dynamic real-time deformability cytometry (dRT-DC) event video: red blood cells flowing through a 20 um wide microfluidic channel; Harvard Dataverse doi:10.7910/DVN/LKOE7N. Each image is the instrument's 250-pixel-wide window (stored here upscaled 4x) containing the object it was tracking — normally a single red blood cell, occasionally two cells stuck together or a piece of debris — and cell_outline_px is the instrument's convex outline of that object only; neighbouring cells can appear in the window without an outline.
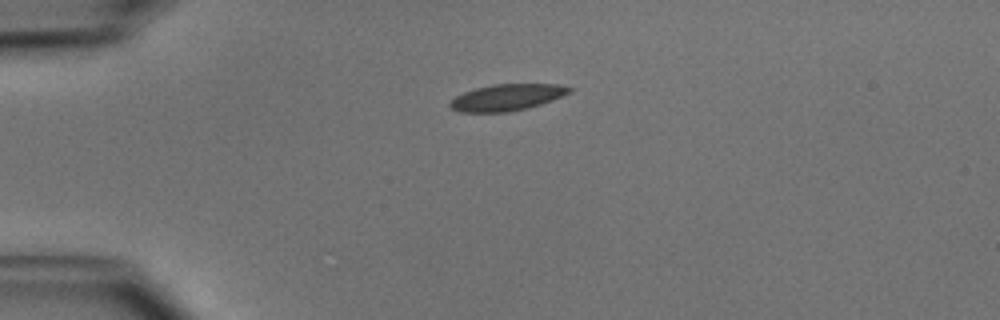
{"species": "common noctule bat (a hibernating species)", "species_latin": "Nyctalus noctula", "temperature_condition": "cold", "stored_images_in_passage": 39, "camera_frame_rate_fps": 3000, "um_per_image_px": 0.085, "animal": {"sex": "male", "body_mass_g": 15.6}, "frame": {"image": 1, "passage_image": 1, "time_ms": 0.0, "image_size_px": [1000, 320], "cell_outline_px": [[572, 92], [552, 100], [540, 104], [508, 112], [460, 112], [452, 108], [448, 104], [456, 96], [464, 92], [476, 88], [492, 84], [560, 84], [572, 88]], "centroid_in_image_um": [43.1, 8.27], "position_along_channel_um": 41.9, "area_um2": 18.26}}
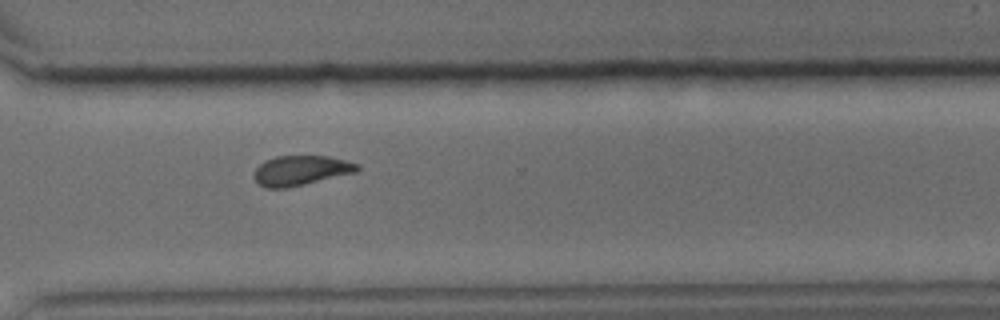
{"frame": {"image": 2, "passage_image": 26, "time_ms": 8.333, "image_size_px": [1000, 320], "cell_outline_px": [[360, 168], [356, 172], [304, 184], [284, 188], [264, 188], [252, 176], [256, 168], [264, 160], [276, 156], [328, 156], [360, 164]], "centroid_in_image_um": [25.55, 14.48], "position_along_channel_um": 345.0, "area_um2": 17.86}}
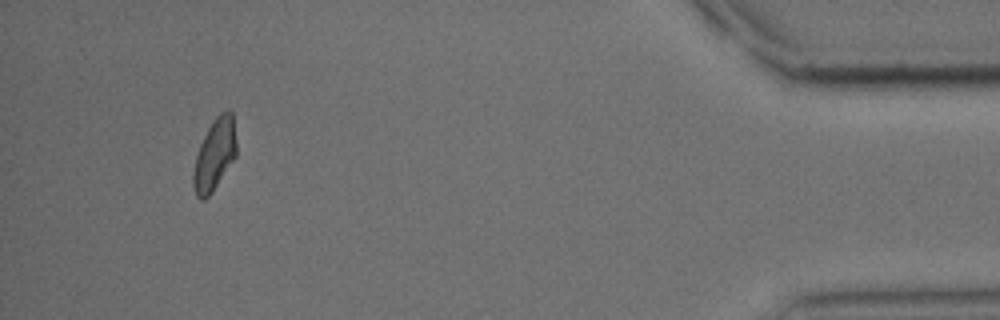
{"frame": {"image": 3, "passage_image": 36, "time_ms": 11.667, "image_size_px": [1000, 320], "cell_outline_px": [[236, 156], [212, 192], [204, 200], [200, 200], [196, 196], [192, 184], [192, 176], [196, 156], [200, 144], [208, 128], [216, 116], [220, 112], [228, 108], [232, 112], [236, 140]], "centroid_in_image_um": [18.23, 13.14], "position_along_channel_um": 417.0, "area_um2": 17.98}, "authors_computed_cell_mechanics": {"area_um2": 18.4382, "velocity_mm_per_s": 3.9962, "shape_relaxation_time_tau1_ms": 4.7855, "shape_relaxation_time_tau2_ms": 4.6653, "deformation_change_tau1": 0.1267, "deformation_change_tau2": 0.0957}}